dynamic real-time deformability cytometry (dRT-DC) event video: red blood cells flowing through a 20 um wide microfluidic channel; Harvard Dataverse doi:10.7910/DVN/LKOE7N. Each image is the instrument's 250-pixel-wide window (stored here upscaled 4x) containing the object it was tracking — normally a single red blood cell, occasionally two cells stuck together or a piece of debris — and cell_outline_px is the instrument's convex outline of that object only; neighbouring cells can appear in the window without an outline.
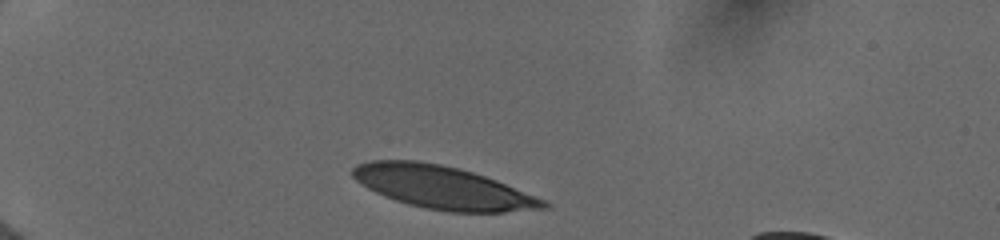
{"species": "human", "species_latin": "Homo sapiens", "temperature_condition": "cold", "stored_images_in_passage": 8, "camera_frame_rate_fps": 3000, "um_per_image_px": 0.085, "donor": {"sex": "female"}, "frame": {"image": 1, "passage_image": 1, "time_ms": 0.0, "image_size_px": [1000, 240], "cell_outline_px": [[552, 208], [504, 212], [448, 212], [424, 208], [408, 204], [384, 196], [360, 184], [352, 176], [352, 168], [356, 164], [372, 160], [416, 160], [440, 164], [472, 172], [496, 180], [544, 200], [552, 204]], "centroid_in_image_um": [37.62, 15.94], "position_along_channel_um": 47.4, "area_um2": 47.45}}
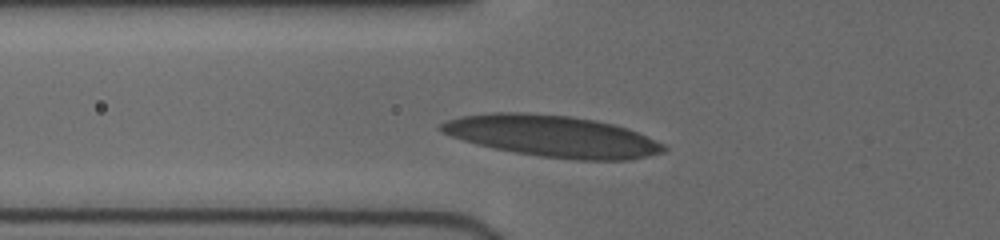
{"frame": {"image": 2, "passage_image": 7, "time_ms": 2.0, "image_size_px": [1000, 240], "cell_outline_px": [[668, 148], [664, 152], [648, 156], [628, 160], [576, 160], [540, 156], [492, 148], [476, 144], [440, 132], [436, 128], [444, 120], [460, 116], [492, 112], [524, 112], [568, 116], [592, 120], [612, 124], [636, 132], [664, 144]], "centroid_in_image_um": [46.89, 11.57], "position_along_channel_um": 78.9, "area_um2": 53.7}}